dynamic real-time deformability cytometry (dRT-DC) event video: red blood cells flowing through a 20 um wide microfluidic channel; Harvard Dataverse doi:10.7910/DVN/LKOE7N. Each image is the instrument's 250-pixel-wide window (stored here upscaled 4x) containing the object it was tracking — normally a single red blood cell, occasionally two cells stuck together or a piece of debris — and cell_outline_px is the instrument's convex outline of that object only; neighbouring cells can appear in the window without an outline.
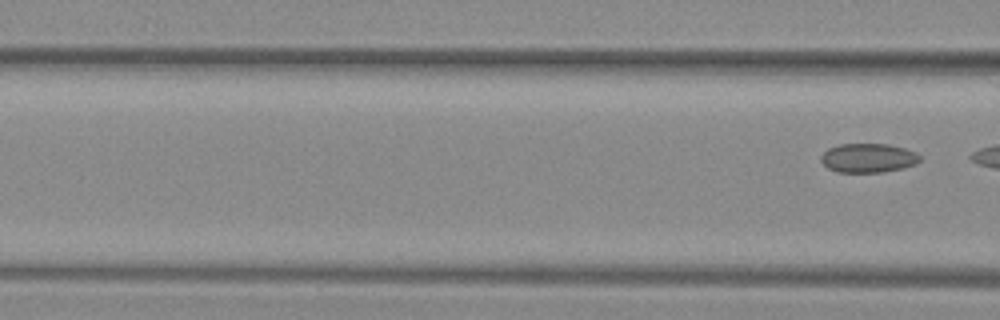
{"species": "common noctule bat (a hibernating species)", "species_latin": "Nyctalus noctula", "temperature_condition": "warm", "stored_images_in_passage": 7, "segment_of_instrument_passage": [2, 2], "camera_frame_rate_fps": 3000, "um_per_image_px": 0.085, "animal": {"sex": "female", "body_mass_g": 29.2, "forearm_length_mm": 56.3}, "frame": {"image": 1, "passage_image": 7, "time_ms": 2.0, "image_size_px": [1000, 320], "cell_outline_px": [[920, 160], [916, 164], [904, 168], [884, 172], [836, 172], [828, 168], [820, 160], [820, 156], [828, 148], [840, 144], [888, 144], [904, 148], [916, 152], [920, 156]], "centroid_in_image_um": [73.8, 13.43], "position_along_channel_um": 92.8, "area_um2": 16.88}}